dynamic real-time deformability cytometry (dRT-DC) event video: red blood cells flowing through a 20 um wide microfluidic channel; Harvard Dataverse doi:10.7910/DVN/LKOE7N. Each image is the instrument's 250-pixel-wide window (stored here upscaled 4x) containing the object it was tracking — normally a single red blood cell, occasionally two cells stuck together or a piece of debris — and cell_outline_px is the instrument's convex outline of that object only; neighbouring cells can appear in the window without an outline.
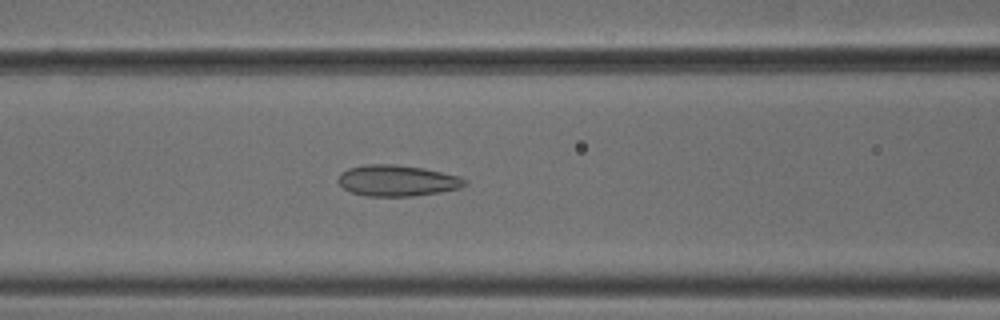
{"species": "common noctule bat (a hibernating species)", "species_latin": "Nyctalus noctula", "temperature_condition": "cold", "stored_images_in_passage": 53, "camera_frame_rate_fps": 3000, "um_per_image_px": 0.085, "animal": {"sex": "male", "body_mass_g": 18.8}, "frame": {"image": 1, "passage_image": 22, "time_ms": 7.0, "image_size_px": [1000, 320], "cell_outline_px": [[468, 184], [460, 188], [440, 192], [412, 196], [368, 196], [352, 192], [344, 188], [336, 180], [340, 172], [348, 168], [364, 164], [396, 164], [424, 168], [460, 176], [468, 180]], "centroid_in_image_um": [33.77, 15.34], "position_along_channel_um": 132.8, "area_um2": 23.18}}
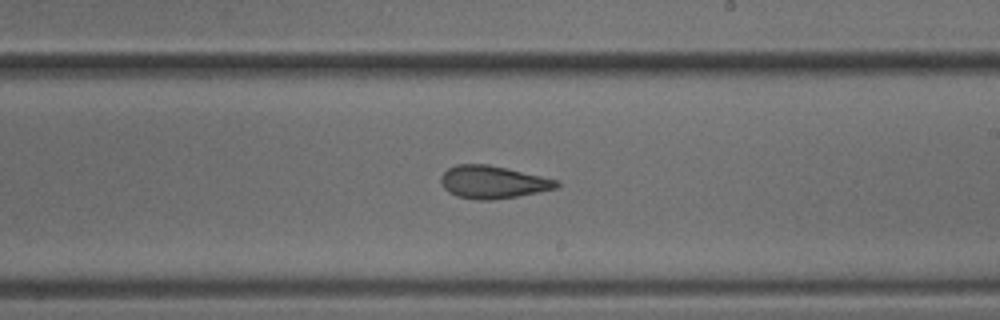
{"frame": {"image": 2, "passage_image": 31, "time_ms": 10.0, "image_size_px": [1000, 320], "cell_outline_px": [[560, 188], [520, 196], [492, 200], [476, 200], [456, 196], [448, 192], [444, 188], [440, 180], [440, 176], [448, 168], [456, 164], [488, 164], [508, 168], [560, 180]], "centroid_in_image_um": [41.93, 15.48], "position_along_channel_um": 247.1, "area_um2": 22.48}}
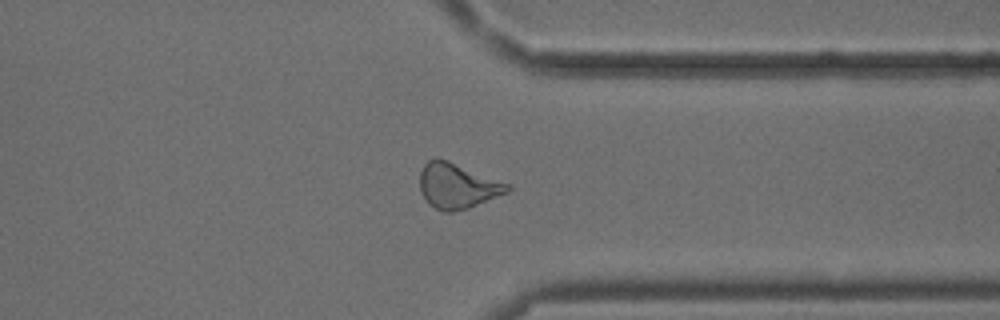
{"frame": {"image": 3, "passage_image": 41, "time_ms": 13.333, "image_size_px": [1000, 320], "cell_outline_px": [[512, 188], [508, 192], [468, 208], [452, 212], [444, 212], [436, 208], [420, 192], [420, 172], [424, 164], [428, 160], [436, 156], [448, 160], [512, 184]], "centroid_in_image_um": [38.9, 15.76], "position_along_channel_um": 372.5, "area_um2": 23.18}, "authors_computed_cell_mechanics": {"area_um2": 23.4668, "velocity_mm_per_s": 3.8009, "shape_relaxation_time_tau1_ms": null, "shape_relaxation_time_tau2_ms": 1.6205, "deformation_change_tau1": null, "deformation_change_tau2": 0.0903}}